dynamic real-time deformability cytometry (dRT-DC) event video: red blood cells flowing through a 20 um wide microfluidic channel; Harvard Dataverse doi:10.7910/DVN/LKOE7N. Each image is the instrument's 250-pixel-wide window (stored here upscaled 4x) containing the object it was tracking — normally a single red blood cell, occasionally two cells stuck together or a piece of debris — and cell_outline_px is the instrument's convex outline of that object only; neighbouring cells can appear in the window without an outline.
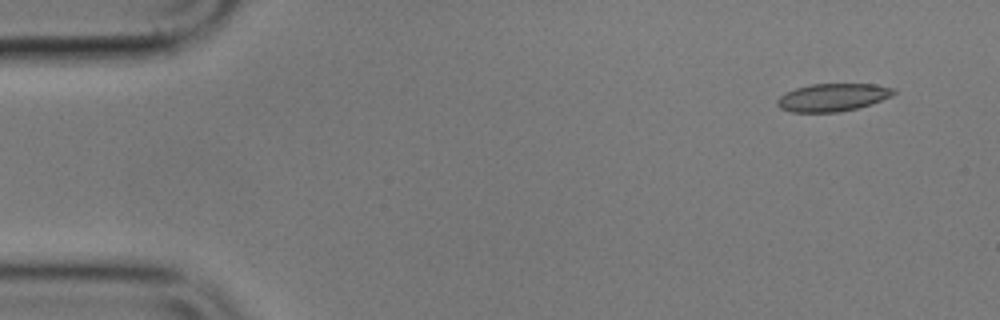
{"species": "common noctule bat (a hibernating species)", "species_latin": "Nyctalus noctula", "temperature_condition": "cold", "stored_images_in_passage": 10, "camera_frame_rate_fps": 3000, "um_per_image_px": 0.085, "animal": {"sex": "male", "body_mass_g": 17.9}, "frame": {"image": 1, "passage_image": 1, "time_ms": 0.0, "image_size_px": [1000, 320], "cell_outline_px": [[896, 92], [892, 96], [872, 104], [840, 112], [792, 112], [780, 108], [776, 104], [776, 100], [784, 92], [796, 88], [812, 84], [872, 84], [896, 88]], "centroid_in_image_um": [70.78, 8.28], "position_along_channel_um": 14.2, "area_um2": 18.96}}
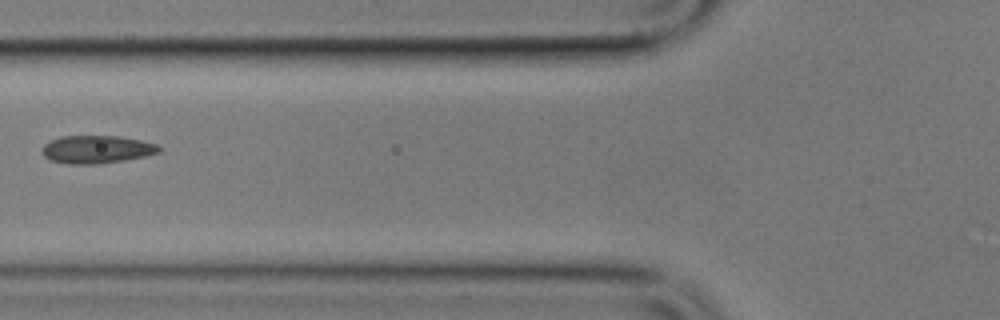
{"frame": {"image": 2, "passage_image": 6, "time_ms": 6.0, "image_size_px": [1000, 320], "cell_outline_px": [[164, 148], [160, 152], [144, 156], [124, 160], [100, 164], [64, 164], [52, 160], [44, 156], [40, 152], [40, 148], [48, 140], [60, 136], [120, 136], [140, 140], [156, 144]], "centroid_in_image_um": [8.18, 12.7], "position_along_channel_um": 117.6, "area_um2": 19.31}}
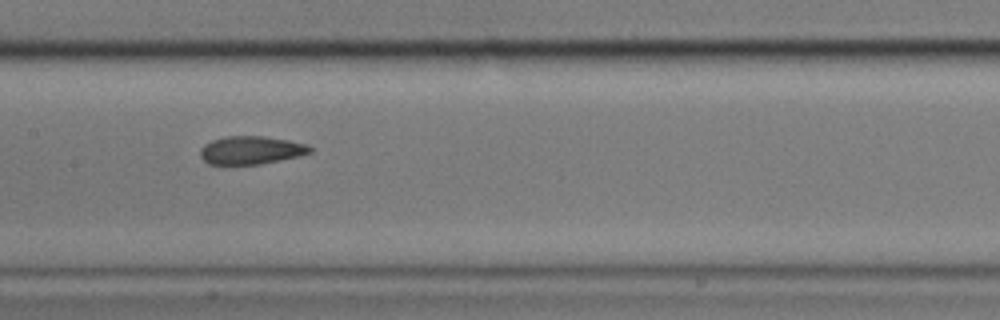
{"frame": {"image": 3, "passage_image": 8, "time_ms": 8.0, "image_size_px": [1000, 320], "cell_outline_px": [[312, 152], [300, 156], [260, 164], [208, 164], [200, 156], [200, 148], [204, 144], [212, 140], [228, 136], [264, 136], [288, 140], [308, 144], [312, 148]], "centroid_in_image_um": [21.35, 12.76], "position_along_channel_um": 186.0, "area_um2": 18.03}}